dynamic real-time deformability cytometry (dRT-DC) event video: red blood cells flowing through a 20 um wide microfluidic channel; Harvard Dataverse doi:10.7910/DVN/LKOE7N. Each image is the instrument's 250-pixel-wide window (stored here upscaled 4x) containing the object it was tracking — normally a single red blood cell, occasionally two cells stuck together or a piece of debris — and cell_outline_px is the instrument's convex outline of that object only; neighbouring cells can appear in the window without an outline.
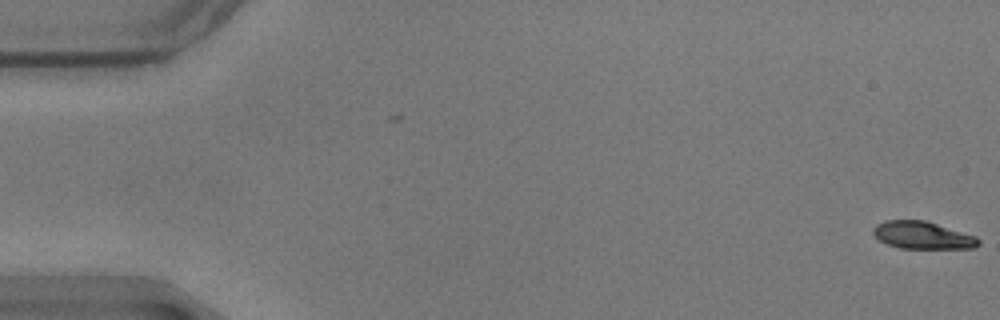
{"species": "common noctule bat (a hibernating species)", "species_latin": "Nyctalus noctula", "temperature_condition": "warm", "stored_images_in_passage": 2, "camera_frame_rate_fps": 3000, "um_per_image_px": 0.085, "animal": {"sex": "male", "body_mass_g": 17.9}, "frame": {"image": 1, "passage_image": 2, "time_ms": 0.333, "image_size_px": [1000, 320], "cell_outline_px": [[980, 244], [976, 248], [900, 248], [888, 244], [880, 240], [872, 232], [872, 228], [876, 224], [884, 220], [924, 220], [976, 236], [980, 240]], "centroid_in_image_um": [78.41, 19.99], "position_along_channel_um": 6.6, "area_um2": 16.76}}